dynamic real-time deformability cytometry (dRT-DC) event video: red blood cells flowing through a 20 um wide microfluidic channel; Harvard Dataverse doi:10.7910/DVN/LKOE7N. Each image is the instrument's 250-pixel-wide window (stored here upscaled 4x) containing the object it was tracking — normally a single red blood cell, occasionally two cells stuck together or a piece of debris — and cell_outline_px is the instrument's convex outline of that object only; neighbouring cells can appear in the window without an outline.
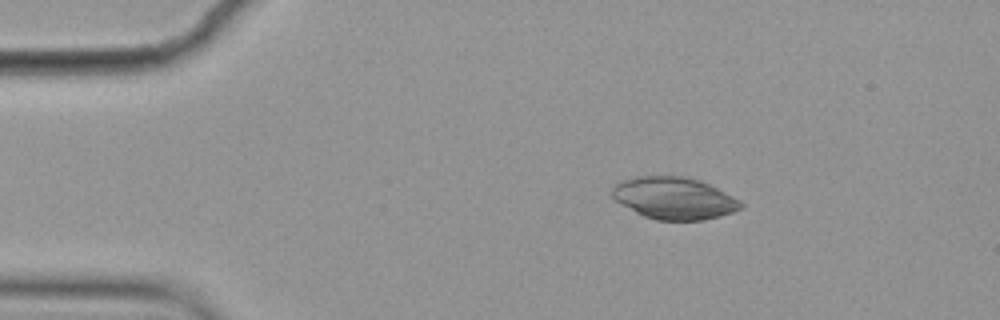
{"species": "common noctule bat (a hibernating species)", "species_latin": "Nyctalus noctula", "temperature_condition": "cold", "stored_images_in_passage": 4, "camera_frame_rate_fps": 3000, "um_per_image_px": 0.085, "animal": {"sex": "female", "body_mass_g": 19.9}, "frame": {"image": 1, "passage_image": 2, "time_ms": 0.333, "image_size_px": [1000, 320], "cell_outline_px": [[744, 208], [720, 216], [704, 220], [656, 220], [644, 216], [620, 204], [612, 196], [612, 188], [616, 184], [624, 180], [636, 176], [688, 176], [700, 180], [740, 200], [744, 204]], "centroid_in_image_um": [57.31, 16.85], "position_along_channel_um": 27.7, "area_um2": 31.5}}
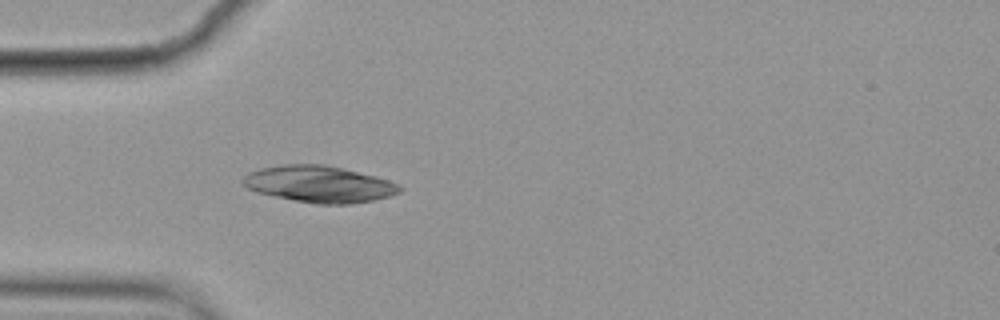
{"frame": {"image": 2, "passage_image": 4, "time_ms": 1.0, "image_size_px": [1000, 320], "cell_outline_px": [[404, 188], [400, 192], [388, 196], [372, 200], [348, 204], [316, 204], [256, 192], [248, 188], [240, 180], [248, 172], [260, 168], [284, 164], [324, 164], [376, 176], [400, 184]], "centroid_in_image_um": [27.13, 15.64], "position_along_channel_um": 57.9, "area_um2": 33.29}}